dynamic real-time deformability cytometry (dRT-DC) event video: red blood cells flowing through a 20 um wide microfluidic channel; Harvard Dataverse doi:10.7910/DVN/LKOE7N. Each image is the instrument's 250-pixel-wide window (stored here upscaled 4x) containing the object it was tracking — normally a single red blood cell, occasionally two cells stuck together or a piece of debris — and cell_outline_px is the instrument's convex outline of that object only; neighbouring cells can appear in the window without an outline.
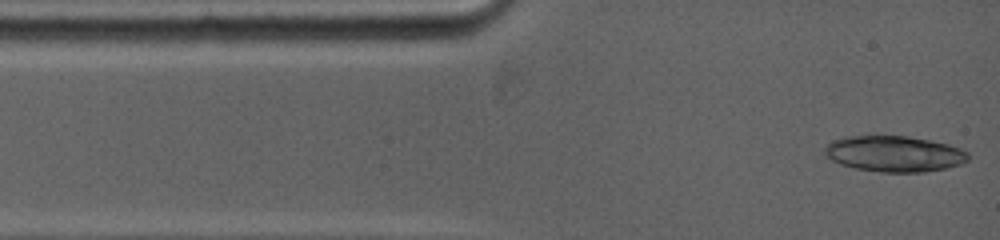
{"species": "common noctule bat (a hibernating species)", "species_latin": "Nyctalus noctula", "temperature_condition": "warm", "stored_images_in_passage": 2, "camera_frame_rate_fps": 5000, "um_per_image_px": 0.085, "animal": {"sex": "female", "body_mass_g": 19.0, "forearm_length_mm": 53.3}, "frame": {"image": 1, "passage_image": 1, "time_ms": 0.0, "image_size_px": [1000, 240], "cell_outline_px": [[968, 160], [960, 164], [944, 168], [924, 172], [880, 172], [856, 168], [840, 164], [832, 160], [824, 152], [824, 148], [832, 140], [844, 136], [908, 136], [948, 144], [960, 148], [968, 152]], "centroid_in_image_um": [76.0, 13.07], "position_along_channel_um": 9.0, "area_um2": 29.88}}